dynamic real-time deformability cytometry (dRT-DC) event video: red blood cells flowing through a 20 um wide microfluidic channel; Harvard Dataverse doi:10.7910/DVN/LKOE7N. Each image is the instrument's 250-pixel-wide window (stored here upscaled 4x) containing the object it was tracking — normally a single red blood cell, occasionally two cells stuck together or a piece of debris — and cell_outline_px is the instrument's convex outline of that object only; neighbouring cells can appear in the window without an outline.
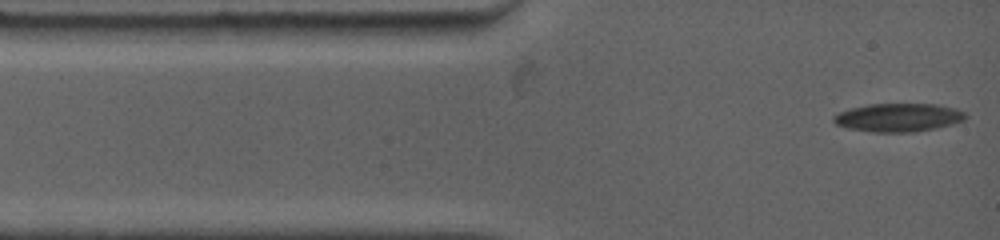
{"species": "common noctule bat (a hibernating species)", "species_latin": "Nyctalus noctula", "temperature_condition": "warm", "stored_images_in_passage": 17, "camera_frame_rate_fps": 4500, "um_per_image_px": 0.085, "animal": {"sex": "female", "body_mass_g": 19.0, "forearm_length_mm": 53.3}, "frame": {"image": 1, "passage_image": 1, "time_ms": 0.0, "image_size_px": [1000, 240], "cell_outline_px": [[968, 116], [964, 120], [952, 124], [936, 128], [916, 132], [872, 132], [848, 128], [836, 124], [832, 120], [832, 116], [840, 112], [852, 108], [868, 104], [936, 104], [956, 108], [964, 112]], "centroid_in_image_um": [76.38, 9.99], "position_along_channel_um": 8.6, "area_um2": 21.85}}
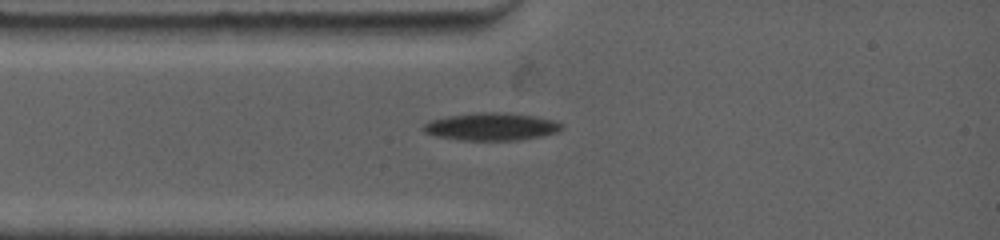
{"frame": {"image": 2, "passage_image": 14, "time_ms": 2.0, "image_size_px": [1000, 240], "cell_outline_px": [[564, 128], [556, 132], [540, 136], [516, 140], [464, 140], [436, 136], [424, 132], [424, 124], [428, 120], [448, 116], [476, 112], [504, 112], [536, 116], [556, 120]], "centroid_in_image_um": [41.76, 10.75], "position_along_channel_um": 43.2, "area_um2": 22.2}}